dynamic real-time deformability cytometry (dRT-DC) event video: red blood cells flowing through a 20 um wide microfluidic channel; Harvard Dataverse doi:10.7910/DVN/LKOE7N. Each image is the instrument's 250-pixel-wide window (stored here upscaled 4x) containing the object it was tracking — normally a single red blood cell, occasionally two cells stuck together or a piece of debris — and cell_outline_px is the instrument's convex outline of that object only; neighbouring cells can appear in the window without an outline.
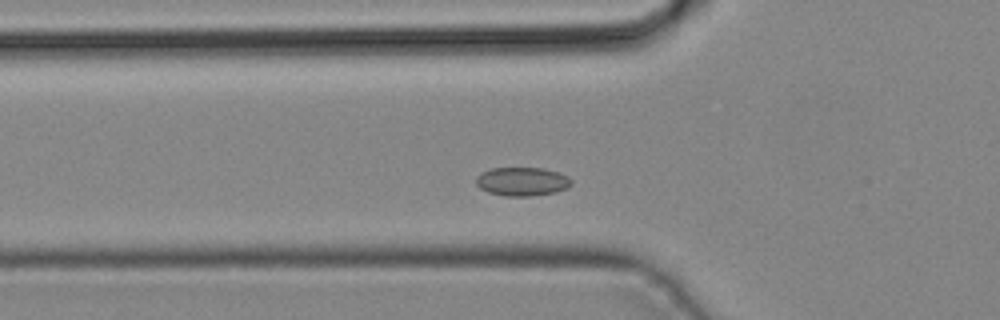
{"species": "common noctule bat (a hibernating species)", "species_latin": "Nyctalus noctula", "temperature_condition": "cold", "stored_images_in_passage": 35, "camera_frame_rate_fps": 3000, "um_per_image_px": 0.085, "animal": {"sex": "male", "body_mass_g": 19.2, "forearm_length_mm": 51.8}, "frame": {"image": 1, "passage_image": 7, "time_ms": 2.0, "image_size_px": [1000, 320], "cell_outline_px": [[572, 184], [568, 188], [556, 192], [532, 196], [504, 196], [488, 192], [480, 188], [476, 184], [476, 176], [480, 172], [492, 168], [544, 168], [568, 176], [572, 180]], "centroid_in_image_um": [44.38, 15.43], "position_along_channel_um": 81.4, "area_um2": 16.07}}
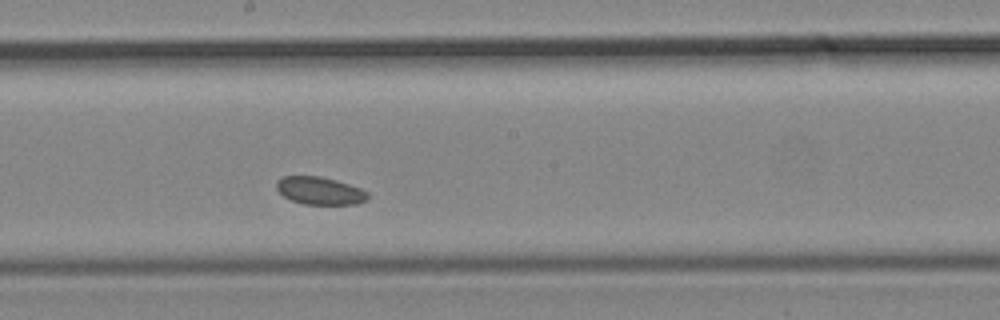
{"frame": {"image": 2, "passage_image": 16, "time_ms": 5.0, "image_size_px": [1000, 320], "cell_outline_px": [[368, 200], [356, 204], [304, 204], [292, 200], [284, 196], [276, 188], [276, 180], [284, 176], [320, 176], [336, 180], [360, 188], [368, 192]], "centroid_in_image_um": [27.19, 16.21], "position_along_channel_um": 221.0, "area_um2": 14.68}}
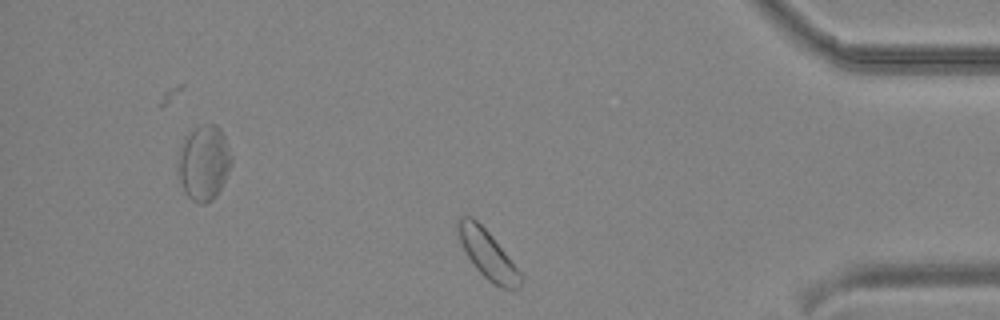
{"frame": {"image": 3, "passage_image": 29, "time_ms": 9.333, "image_size_px": [1000, 320], "cell_outline_px": [[524, 280], [520, 288], [500, 288], [488, 280], [472, 264], [456, 232], [456, 220], [460, 216], [472, 216], [492, 236], [520, 272]], "centroid_in_image_um": [41.43, 21.61], "position_along_channel_um": 393.8, "area_um2": 17.51}}